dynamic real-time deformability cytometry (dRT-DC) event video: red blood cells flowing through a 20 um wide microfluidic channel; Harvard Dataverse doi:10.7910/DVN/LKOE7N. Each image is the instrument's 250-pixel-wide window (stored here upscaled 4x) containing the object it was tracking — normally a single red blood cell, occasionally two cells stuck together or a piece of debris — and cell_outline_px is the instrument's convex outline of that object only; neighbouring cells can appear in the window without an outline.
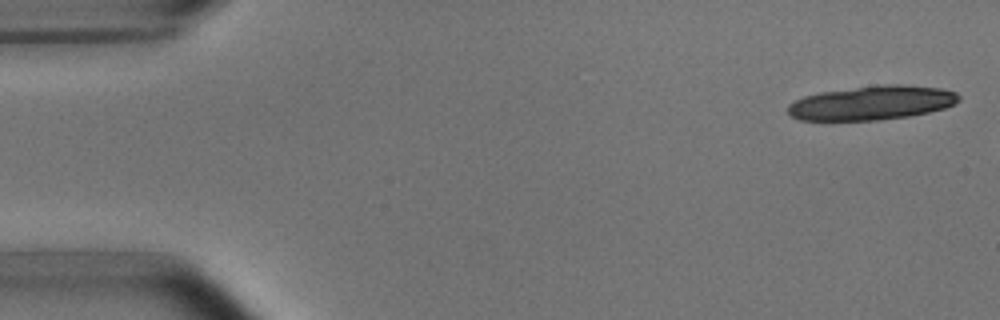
{"species": "common noctule bat (a hibernating species)", "species_latin": "Nyctalus noctula", "temperature_condition": "room temperature", "stored_images_in_passage": 3, "camera_frame_rate_fps": 3000, "um_per_image_px": 0.085, "animal": {"sex": "male", "body_mass_g": 15.6}, "frame": {"image": 1, "passage_image": 1, "time_ms": 0.0, "image_size_px": [1000, 320], "cell_outline_px": [[960, 100], [956, 104], [944, 108], [928, 112], [908, 116], [880, 120], [800, 120], [792, 116], [788, 112], [788, 104], [804, 96], [820, 92], [884, 84], [900, 84], [940, 88], [956, 92], [960, 96]], "centroid_in_image_um": [74.13, 8.74], "position_along_channel_um": 10.9, "area_um2": 33.87}}